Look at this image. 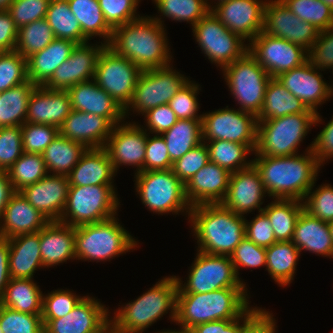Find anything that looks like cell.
I'll list each match as a JSON object with an SVG mask.
<instances>
[{"mask_svg":"<svg viewBox=\"0 0 333 333\" xmlns=\"http://www.w3.org/2000/svg\"><path fill=\"white\" fill-rule=\"evenodd\" d=\"M23 151L42 154L46 147L58 136L59 128L48 124L25 122L21 126Z\"/></svg>","mask_w":333,"mask_h":333,"instance_id":"55","label":"cell"},{"mask_svg":"<svg viewBox=\"0 0 333 333\" xmlns=\"http://www.w3.org/2000/svg\"><path fill=\"white\" fill-rule=\"evenodd\" d=\"M300 255L292 241H277L266 248V271L280 287L294 281Z\"/></svg>","mask_w":333,"mask_h":333,"instance_id":"35","label":"cell"},{"mask_svg":"<svg viewBox=\"0 0 333 333\" xmlns=\"http://www.w3.org/2000/svg\"><path fill=\"white\" fill-rule=\"evenodd\" d=\"M209 162V151L205 142L189 150L173 163L172 170L185 185L191 177Z\"/></svg>","mask_w":333,"mask_h":333,"instance_id":"59","label":"cell"},{"mask_svg":"<svg viewBox=\"0 0 333 333\" xmlns=\"http://www.w3.org/2000/svg\"><path fill=\"white\" fill-rule=\"evenodd\" d=\"M7 173L15 192L38 182L49 174L42 154L26 152L9 168Z\"/></svg>","mask_w":333,"mask_h":333,"instance_id":"46","label":"cell"},{"mask_svg":"<svg viewBox=\"0 0 333 333\" xmlns=\"http://www.w3.org/2000/svg\"><path fill=\"white\" fill-rule=\"evenodd\" d=\"M158 10L153 16L158 23L165 26L163 19L189 23L191 28L205 17L211 10L207 0H152ZM161 14V15H160ZM163 16V17H162Z\"/></svg>","mask_w":333,"mask_h":333,"instance_id":"43","label":"cell"},{"mask_svg":"<svg viewBox=\"0 0 333 333\" xmlns=\"http://www.w3.org/2000/svg\"><path fill=\"white\" fill-rule=\"evenodd\" d=\"M143 117L145 124L142 127L150 134H162L168 131L178 120L169 104L154 107L147 111Z\"/></svg>","mask_w":333,"mask_h":333,"instance_id":"64","label":"cell"},{"mask_svg":"<svg viewBox=\"0 0 333 333\" xmlns=\"http://www.w3.org/2000/svg\"><path fill=\"white\" fill-rule=\"evenodd\" d=\"M42 314H28L0 304V327L3 333H44Z\"/></svg>","mask_w":333,"mask_h":333,"instance_id":"50","label":"cell"},{"mask_svg":"<svg viewBox=\"0 0 333 333\" xmlns=\"http://www.w3.org/2000/svg\"><path fill=\"white\" fill-rule=\"evenodd\" d=\"M86 150L83 144L58 134L43 151L42 157L49 174L67 176Z\"/></svg>","mask_w":333,"mask_h":333,"instance_id":"38","label":"cell"},{"mask_svg":"<svg viewBox=\"0 0 333 333\" xmlns=\"http://www.w3.org/2000/svg\"><path fill=\"white\" fill-rule=\"evenodd\" d=\"M101 301L85 296L63 317L42 320L44 333H99L111 322V311Z\"/></svg>","mask_w":333,"mask_h":333,"instance_id":"18","label":"cell"},{"mask_svg":"<svg viewBox=\"0 0 333 333\" xmlns=\"http://www.w3.org/2000/svg\"><path fill=\"white\" fill-rule=\"evenodd\" d=\"M85 296L73 290L57 289L43 294L42 320H52L68 314Z\"/></svg>","mask_w":333,"mask_h":333,"instance_id":"52","label":"cell"},{"mask_svg":"<svg viewBox=\"0 0 333 333\" xmlns=\"http://www.w3.org/2000/svg\"><path fill=\"white\" fill-rule=\"evenodd\" d=\"M164 138L169 157L174 163L189 150L203 142L202 120L185 119L177 122L166 132L161 134Z\"/></svg>","mask_w":333,"mask_h":333,"instance_id":"42","label":"cell"},{"mask_svg":"<svg viewBox=\"0 0 333 333\" xmlns=\"http://www.w3.org/2000/svg\"><path fill=\"white\" fill-rule=\"evenodd\" d=\"M189 79L175 70L173 64L141 71L132 100L124 109L125 120L132 115L131 111L143 116L154 107L168 104Z\"/></svg>","mask_w":333,"mask_h":333,"instance_id":"11","label":"cell"},{"mask_svg":"<svg viewBox=\"0 0 333 333\" xmlns=\"http://www.w3.org/2000/svg\"><path fill=\"white\" fill-rule=\"evenodd\" d=\"M128 122L113 127L104 147L116 174L123 165L135 168V174L143 171L148 132L138 122Z\"/></svg>","mask_w":333,"mask_h":333,"instance_id":"17","label":"cell"},{"mask_svg":"<svg viewBox=\"0 0 333 333\" xmlns=\"http://www.w3.org/2000/svg\"><path fill=\"white\" fill-rule=\"evenodd\" d=\"M247 287H228L207 293H177L175 324L191 328L211 321L234 320L250 307Z\"/></svg>","mask_w":333,"mask_h":333,"instance_id":"4","label":"cell"},{"mask_svg":"<svg viewBox=\"0 0 333 333\" xmlns=\"http://www.w3.org/2000/svg\"><path fill=\"white\" fill-rule=\"evenodd\" d=\"M320 71L306 61L303 65L283 72L275 78L308 109L317 113L318 108L333 96L331 84L323 79V73Z\"/></svg>","mask_w":333,"mask_h":333,"instance_id":"20","label":"cell"},{"mask_svg":"<svg viewBox=\"0 0 333 333\" xmlns=\"http://www.w3.org/2000/svg\"><path fill=\"white\" fill-rule=\"evenodd\" d=\"M196 252L186 281L176 276L177 293H207L228 287H247L238 278L230 256Z\"/></svg>","mask_w":333,"mask_h":333,"instance_id":"12","label":"cell"},{"mask_svg":"<svg viewBox=\"0 0 333 333\" xmlns=\"http://www.w3.org/2000/svg\"><path fill=\"white\" fill-rule=\"evenodd\" d=\"M141 0H98L107 24L114 29L139 17L138 5Z\"/></svg>","mask_w":333,"mask_h":333,"instance_id":"57","label":"cell"},{"mask_svg":"<svg viewBox=\"0 0 333 333\" xmlns=\"http://www.w3.org/2000/svg\"><path fill=\"white\" fill-rule=\"evenodd\" d=\"M35 87L28 80L0 92V127L22 126L26 122L29 100Z\"/></svg>","mask_w":333,"mask_h":333,"instance_id":"41","label":"cell"},{"mask_svg":"<svg viewBox=\"0 0 333 333\" xmlns=\"http://www.w3.org/2000/svg\"><path fill=\"white\" fill-rule=\"evenodd\" d=\"M177 291L176 276H164L137 299L114 309L111 323L116 332L143 333L169 311L168 320L175 323Z\"/></svg>","mask_w":333,"mask_h":333,"instance_id":"5","label":"cell"},{"mask_svg":"<svg viewBox=\"0 0 333 333\" xmlns=\"http://www.w3.org/2000/svg\"><path fill=\"white\" fill-rule=\"evenodd\" d=\"M172 167L173 162L169 157L168 148L162 135L148 133L143 171L167 170Z\"/></svg>","mask_w":333,"mask_h":333,"instance_id":"62","label":"cell"},{"mask_svg":"<svg viewBox=\"0 0 333 333\" xmlns=\"http://www.w3.org/2000/svg\"><path fill=\"white\" fill-rule=\"evenodd\" d=\"M316 183L308 191L303 201L304 209L312 216L328 223L333 220V186L322 183L315 188Z\"/></svg>","mask_w":333,"mask_h":333,"instance_id":"54","label":"cell"},{"mask_svg":"<svg viewBox=\"0 0 333 333\" xmlns=\"http://www.w3.org/2000/svg\"><path fill=\"white\" fill-rule=\"evenodd\" d=\"M203 142L209 151V161L227 169L230 173L248 168L253 164V158L247 160L248 155L254 154V150L249 145L226 140Z\"/></svg>","mask_w":333,"mask_h":333,"instance_id":"45","label":"cell"},{"mask_svg":"<svg viewBox=\"0 0 333 333\" xmlns=\"http://www.w3.org/2000/svg\"><path fill=\"white\" fill-rule=\"evenodd\" d=\"M8 241L10 277L34 279L35 271L44 268L40 253V231L14 236Z\"/></svg>","mask_w":333,"mask_h":333,"instance_id":"33","label":"cell"},{"mask_svg":"<svg viewBox=\"0 0 333 333\" xmlns=\"http://www.w3.org/2000/svg\"><path fill=\"white\" fill-rule=\"evenodd\" d=\"M267 0H228L211 9L222 24L247 43L263 30Z\"/></svg>","mask_w":333,"mask_h":333,"instance_id":"21","label":"cell"},{"mask_svg":"<svg viewBox=\"0 0 333 333\" xmlns=\"http://www.w3.org/2000/svg\"><path fill=\"white\" fill-rule=\"evenodd\" d=\"M23 153L21 126L0 127V171H8Z\"/></svg>","mask_w":333,"mask_h":333,"instance_id":"58","label":"cell"},{"mask_svg":"<svg viewBox=\"0 0 333 333\" xmlns=\"http://www.w3.org/2000/svg\"><path fill=\"white\" fill-rule=\"evenodd\" d=\"M245 237L264 248L277 242L270 220L263 211L258 212L256 217L249 221L245 217Z\"/></svg>","mask_w":333,"mask_h":333,"instance_id":"63","label":"cell"},{"mask_svg":"<svg viewBox=\"0 0 333 333\" xmlns=\"http://www.w3.org/2000/svg\"><path fill=\"white\" fill-rule=\"evenodd\" d=\"M105 46L100 41L77 44L70 57L43 86L52 90H68L76 84L93 80L98 57Z\"/></svg>","mask_w":333,"mask_h":333,"instance_id":"22","label":"cell"},{"mask_svg":"<svg viewBox=\"0 0 333 333\" xmlns=\"http://www.w3.org/2000/svg\"><path fill=\"white\" fill-rule=\"evenodd\" d=\"M312 143V152L322 167L333 158V115ZM331 158V159H330ZM326 161V163H325Z\"/></svg>","mask_w":333,"mask_h":333,"instance_id":"65","label":"cell"},{"mask_svg":"<svg viewBox=\"0 0 333 333\" xmlns=\"http://www.w3.org/2000/svg\"><path fill=\"white\" fill-rule=\"evenodd\" d=\"M248 52L272 78L297 68L308 61V51L303 47L260 32L248 43Z\"/></svg>","mask_w":333,"mask_h":333,"instance_id":"16","label":"cell"},{"mask_svg":"<svg viewBox=\"0 0 333 333\" xmlns=\"http://www.w3.org/2000/svg\"><path fill=\"white\" fill-rule=\"evenodd\" d=\"M317 113L290 114L279 118L258 121L255 156L284 157L299 154L303 142L312 126L322 124Z\"/></svg>","mask_w":333,"mask_h":333,"instance_id":"7","label":"cell"},{"mask_svg":"<svg viewBox=\"0 0 333 333\" xmlns=\"http://www.w3.org/2000/svg\"><path fill=\"white\" fill-rule=\"evenodd\" d=\"M236 274L240 281L246 286L240 277V268H266V248L256 245L246 237L235 247L230 255Z\"/></svg>","mask_w":333,"mask_h":333,"instance_id":"56","label":"cell"},{"mask_svg":"<svg viewBox=\"0 0 333 333\" xmlns=\"http://www.w3.org/2000/svg\"><path fill=\"white\" fill-rule=\"evenodd\" d=\"M263 212L273 228L276 241H291L296 221L304 209V202L296 199H273Z\"/></svg>","mask_w":333,"mask_h":333,"instance_id":"40","label":"cell"},{"mask_svg":"<svg viewBox=\"0 0 333 333\" xmlns=\"http://www.w3.org/2000/svg\"><path fill=\"white\" fill-rule=\"evenodd\" d=\"M33 279L11 278L3 296L2 306L28 314H42L43 292Z\"/></svg>","mask_w":333,"mask_h":333,"instance_id":"37","label":"cell"},{"mask_svg":"<svg viewBox=\"0 0 333 333\" xmlns=\"http://www.w3.org/2000/svg\"><path fill=\"white\" fill-rule=\"evenodd\" d=\"M272 311H265L244 333H277Z\"/></svg>","mask_w":333,"mask_h":333,"instance_id":"68","label":"cell"},{"mask_svg":"<svg viewBox=\"0 0 333 333\" xmlns=\"http://www.w3.org/2000/svg\"><path fill=\"white\" fill-rule=\"evenodd\" d=\"M266 191L261 176L255 166L233 172L230 175L227 193L221 204L234 213L247 216V213L263 211ZM246 214V215H245Z\"/></svg>","mask_w":333,"mask_h":333,"instance_id":"23","label":"cell"},{"mask_svg":"<svg viewBox=\"0 0 333 333\" xmlns=\"http://www.w3.org/2000/svg\"><path fill=\"white\" fill-rule=\"evenodd\" d=\"M331 72H332L331 74H333V70ZM331 87H332V90H333V81L331 82Z\"/></svg>","mask_w":333,"mask_h":333,"instance_id":"76","label":"cell"},{"mask_svg":"<svg viewBox=\"0 0 333 333\" xmlns=\"http://www.w3.org/2000/svg\"><path fill=\"white\" fill-rule=\"evenodd\" d=\"M69 186L67 176L48 174L19 192L46 219L60 221L67 202Z\"/></svg>","mask_w":333,"mask_h":333,"instance_id":"24","label":"cell"},{"mask_svg":"<svg viewBox=\"0 0 333 333\" xmlns=\"http://www.w3.org/2000/svg\"><path fill=\"white\" fill-rule=\"evenodd\" d=\"M71 12L80 23L83 35L90 41L94 37L108 45L113 29L104 19L98 0H67Z\"/></svg>","mask_w":333,"mask_h":333,"instance_id":"39","label":"cell"},{"mask_svg":"<svg viewBox=\"0 0 333 333\" xmlns=\"http://www.w3.org/2000/svg\"><path fill=\"white\" fill-rule=\"evenodd\" d=\"M75 227L59 221H50L40 230V253L44 268L71 260L75 255Z\"/></svg>","mask_w":333,"mask_h":333,"instance_id":"30","label":"cell"},{"mask_svg":"<svg viewBox=\"0 0 333 333\" xmlns=\"http://www.w3.org/2000/svg\"><path fill=\"white\" fill-rule=\"evenodd\" d=\"M224 1H228V0H207L208 8L211 10L213 7H215L216 5H218L219 3L224 2Z\"/></svg>","mask_w":333,"mask_h":333,"instance_id":"73","label":"cell"},{"mask_svg":"<svg viewBox=\"0 0 333 333\" xmlns=\"http://www.w3.org/2000/svg\"><path fill=\"white\" fill-rule=\"evenodd\" d=\"M201 86L193 80H188L184 86L169 101L170 108L174 111L177 119H202V114H198L199 107L198 94ZM200 90V91H199Z\"/></svg>","mask_w":333,"mask_h":333,"instance_id":"53","label":"cell"},{"mask_svg":"<svg viewBox=\"0 0 333 333\" xmlns=\"http://www.w3.org/2000/svg\"><path fill=\"white\" fill-rule=\"evenodd\" d=\"M168 42L166 28L152 16L141 15L135 20L115 27L107 46L144 71L173 63L174 58Z\"/></svg>","mask_w":333,"mask_h":333,"instance_id":"2","label":"cell"},{"mask_svg":"<svg viewBox=\"0 0 333 333\" xmlns=\"http://www.w3.org/2000/svg\"><path fill=\"white\" fill-rule=\"evenodd\" d=\"M9 241L0 237V298L3 296L6 286L10 281L9 273Z\"/></svg>","mask_w":333,"mask_h":333,"instance_id":"67","label":"cell"},{"mask_svg":"<svg viewBox=\"0 0 333 333\" xmlns=\"http://www.w3.org/2000/svg\"><path fill=\"white\" fill-rule=\"evenodd\" d=\"M15 193L7 171H0V217L11 196Z\"/></svg>","mask_w":333,"mask_h":333,"instance_id":"69","label":"cell"},{"mask_svg":"<svg viewBox=\"0 0 333 333\" xmlns=\"http://www.w3.org/2000/svg\"><path fill=\"white\" fill-rule=\"evenodd\" d=\"M72 111L67 90L36 86L31 94L26 122L60 127Z\"/></svg>","mask_w":333,"mask_h":333,"instance_id":"28","label":"cell"},{"mask_svg":"<svg viewBox=\"0 0 333 333\" xmlns=\"http://www.w3.org/2000/svg\"><path fill=\"white\" fill-rule=\"evenodd\" d=\"M27 81V59L15 50L0 52V92Z\"/></svg>","mask_w":333,"mask_h":333,"instance_id":"49","label":"cell"},{"mask_svg":"<svg viewBox=\"0 0 333 333\" xmlns=\"http://www.w3.org/2000/svg\"><path fill=\"white\" fill-rule=\"evenodd\" d=\"M315 113L293 96L276 78H271L265 90L262 110L258 121L274 119L290 114Z\"/></svg>","mask_w":333,"mask_h":333,"instance_id":"36","label":"cell"},{"mask_svg":"<svg viewBox=\"0 0 333 333\" xmlns=\"http://www.w3.org/2000/svg\"><path fill=\"white\" fill-rule=\"evenodd\" d=\"M117 216L75 227L76 261H111L139 248V240L121 225Z\"/></svg>","mask_w":333,"mask_h":333,"instance_id":"6","label":"cell"},{"mask_svg":"<svg viewBox=\"0 0 333 333\" xmlns=\"http://www.w3.org/2000/svg\"><path fill=\"white\" fill-rule=\"evenodd\" d=\"M262 31L297 44L307 51L319 35L318 29L299 19L281 0H267Z\"/></svg>","mask_w":333,"mask_h":333,"instance_id":"19","label":"cell"},{"mask_svg":"<svg viewBox=\"0 0 333 333\" xmlns=\"http://www.w3.org/2000/svg\"><path fill=\"white\" fill-rule=\"evenodd\" d=\"M201 120L203 141H233L255 150L258 120L254 114L226 106L203 112Z\"/></svg>","mask_w":333,"mask_h":333,"instance_id":"15","label":"cell"},{"mask_svg":"<svg viewBox=\"0 0 333 333\" xmlns=\"http://www.w3.org/2000/svg\"><path fill=\"white\" fill-rule=\"evenodd\" d=\"M45 19L52 28L55 38L68 39L76 44L89 42L83 35L80 23L71 12L67 0H50Z\"/></svg>","mask_w":333,"mask_h":333,"instance_id":"44","label":"cell"},{"mask_svg":"<svg viewBox=\"0 0 333 333\" xmlns=\"http://www.w3.org/2000/svg\"><path fill=\"white\" fill-rule=\"evenodd\" d=\"M76 43L68 39L55 38L43 50L27 58V76L36 86H43L54 71L69 57Z\"/></svg>","mask_w":333,"mask_h":333,"instance_id":"34","label":"cell"},{"mask_svg":"<svg viewBox=\"0 0 333 333\" xmlns=\"http://www.w3.org/2000/svg\"><path fill=\"white\" fill-rule=\"evenodd\" d=\"M18 36L16 27L10 13L0 10V52L14 51Z\"/></svg>","mask_w":333,"mask_h":333,"instance_id":"66","label":"cell"},{"mask_svg":"<svg viewBox=\"0 0 333 333\" xmlns=\"http://www.w3.org/2000/svg\"><path fill=\"white\" fill-rule=\"evenodd\" d=\"M188 222L197 241V251L230 256L245 237V216L221 203L191 207Z\"/></svg>","mask_w":333,"mask_h":333,"instance_id":"3","label":"cell"},{"mask_svg":"<svg viewBox=\"0 0 333 333\" xmlns=\"http://www.w3.org/2000/svg\"><path fill=\"white\" fill-rule=\"evenodd\" d=\"M141 71L106 45L98 57L93 80L125 109L132 100Z\"/></svg>","mask_w":333,"mask_h":333,"instance_id":"14","label":"cell"},{"mask_svg":"<svg viewBox=\"0 0 333 333\" xmlns=\"http://www.w3.org/2000/svg\"><path fill=\"white\" fill-rule=\"evenodd\" d=\"M291 241L302 251L333 259V241L327 222L312 216L305 209L300 213Z\"/></svg>","mask_w":333,"mask_h":333,"instance_id":"32","label":"cell"},{"mask_svg":"<svg viewBox=\"0 0 333 333\" xmlns=\"http://www.w3.org/2000/svg\"><path fill=\"white\" fill-rule=\"evenodd\" d=\"M49 222L20 192H15L0 217V237L39 232Z\"/></svg>","mask_w":333,"mask_h":333,"instance_id":"29","label":"cell"},{"mask_svg":"<svg viewBox=\"0 0 333 333\" xmlns=\"http://www.w3.org/2000/svg\"><path fill=\"white\" fill-rule=\"evenodd\" d=\"M308 61L321 71L333 70V25L319 31L316 41L308 51Z\"/></svg>","mask_w":333,"mask_h":333,"instance_id":"61","label":"cell"},{"mask_svg":"<svg viewBox=\"0 0 333 333\" xmlns=\"http://www.w3.org/2000/svg\"><path fill=\"white\" fill-rule=\"evenodd\" d=\"M321 1L333 10V0H321Z\"/></svg>","mask_w":333,"mask_h":333,"instance_id":"74","label":"cell"},{"mask_svg":"<svg viewBox=\"0 0 333 333\" xmlns=\"http://www.w3.org/2000/svg\"><path fill=\"white\" fill-rule=\"evenodd\" d=\"M116 189L115 185L69 186L59 222L77 227L118 215L121 204Z\"/></svg>","mask_w":333,"mask_h":333,"instance_id":"9","label":"cell"},{"mask_svg":"<svg viewBox=\"0 0 333 333\" xmlns=\"http://www.w3.org/2000/svg\"><path fill=\"white\" fill-rule=\"evenodd\" d=\"M13 0H0V10H6Z\"/></svg>","mask_w":333,"mask_h":333,"instance_id":"72","label":"cell"},{"mask_svg":"<svg viewBox=\"0 0 333 333\" xmlns=\"http://www.w3.org/2000/svg\"><path fill=\"white\" fill-rule=\"evenodd\" d=\"M154 333H192L190 330H184V329H178V330H172V329H166V330H161V331H156V332H154Z\"/></svg>","mask_w":333,"mask_h":333,"instance_id":"70","label":"cell"},{"mask_svg":"<svg viewBox=\"0 0 333 333\" xmlns=\"http://www.w3.org/2000/svg\"><path fill=\"white\" fill-rule=\"evenodd\" d=\"M328 225H329L330 234H331L332 241H333V220L328 222Z\"/></svg>","mask_w":333,"mask_h":333,"instance_id":"75","label":"cell"},{"mask_svg":"<svg viewBox=\"0 0 333 333\" xmlns=\"http://www.w3.org/2000/svg\"><path fill=\"white\" fill-rule=\"evenodd\" d=\"M50 0H13L6 9L19 29L46 17Z\"/></svg>","mask_w":333,"mask_h":333,"instance_id":"60","label":"cell"},{"mask_svg":"<svg viewBox=\"0 0 333 333\" xmlns=\"http://www.w3.org/2000/svg\"><path fill=\"white\" fill-rule=\"evenodd\" d=\"M265 311V308L251 306L237 319L206 322L191 328L190 331L192 333H244Z\"/></svg>","mask_w":333,"mask_h":333,"instance_id":"51","label":"cell"},{"mask_svg":"<svg viewBox=\"0 0 333 333\" xmlns=\"http://www.w3.org/2000/svg\"><path fill=\"white\" fill-rule=\"evenodd\" d=\"M231 173L209 161L185 184V196L191 207L221 203L226 196Z\"/></svg>","mask_w":333,"mask_h":333,"instance_id":"25","label":"cell"},{"mask_svg":"<svg viewBox=\"0 0 333 333\" xmlns=\"http://www.w3.org/2000/svg\"><path fill=\"white\" fill-rule=\"evenodd\" d=\"M299 19L311 23L319 31L333 25V10L321 0H281Z\"/></svg>","mask_w":333,"mask_h":333,"instance_id":"48","label":"cell"},{"mask_svg":"<svg viewBox=\"0 0 333 333\" xmlns=\"http://www.w3.org/2000/svg\"><path fill=\"white\" fill-rule=\"evenodd\" d=\"M220 71L230 94L240 105L238 109L257 117L262 110L267 84L272 78L269 73L248 51Z\"/></svg>","mask_w":333,"mask_h":333,"instance_id":"10","label":"cell"},{"mask_svg":"<svg viewBox=\"0 0 333 333\" xmlns=\"http://www.w3.org/2000/svg\"><path fill=\"white\" fill-rule=\"evenodd\" d=\"M192 33L201 53L221 70L248 51L247 42L228 30L211 11L192 27Z\"/></svg>","mask_w":333,"mask_h":333,"instance_id":"13","label":"cell"},{"mask_svg":"<svg viewBox=\"0 0 333 333\" xmlns=\"http://www.w3.org/2000/svg\"><path fill=\"white\" fill-rule=\"evenodd\" d=\"M67 92L73 110L107 118L114 126L125 120L124 109L94 80L76 84Z\"/></svg>","mask_w":333,"mask_h":333,"instance_id":"27","label":"cell"},{"mask_svg":"<svg viewBox=\"0 0 333 333\" xmlns=\"http://www.w3.org/2000/svg\"><path fill=\"white\" fill-rule=\"evenodd\" d=\"M116 172L106 149L87 148L67 175L70 186L114 185Z\"/></svg>","mask_w":333,"mask_h":333,"instance_id":"31","label":"cell"},{"mask_svg":"<svg viewBox=\"0 0 333 333\" xmlns=\"http://www.w3.org/2000/svg\"><path fill=\"white\" fill-rule=\"evenodd\" d=\"M99 333H117L112 323L110 322L102 331Z\"/></svg>","mask_w":333,"mask_h":333,"instance_id":"71","label":"cell"},{"mask_svg":"<svg viewBox=\"0 0 333 333\" xmlns=\"http://www.w3.org/2000/svg\"><path fill=\"white\" fill-rule=\"evenodd\" d=\"M55 39L52 28L45 18L38 19L18 29L15 51L25 59L43 50Z\"/></svg>","mask_w":333,"mask_h":333,"instance_id":"47","label":"cell"},{"mask_svg":"<svg viewBox=\"0 0 333 333\" xmlns=\"http://www.w3.org/2000/svg\"><path fill=\"white\" fill-rule=\"evenodd\" d=\"M113 127L107 118L72 109L59 127V134L87 148H103Z\"/></svg>","mask_w":333,"mask_h":333,"instance_id":"26","label":"cell"},{"mask_svg":"<svg viewBox=\"0 0 333 333\" xmlns=\"http://www.w3.org/2000/svg\"><path fill=\"white\" fill-rule=\"evenodd\" d=\"M134 188L142 204L153 214H184L189 217L191 205L185 196V185L167 170L141 171L134 174ZM188 215V216H187Z\"/></svg>","mask_w":333,"mask_h":333,"instance_id":"8","label":"cell"},{"mask_svg":"<svg viewBox=\"0 0 333 333\" xmlns=\"http://www.w3.org/2000/svg\"><path fill=\"white\" fill-rule=\"evenodd\" d=\"M253 165L261 176L267 195L272 199L304 201L321 170L312 152V143L302 154L284 157L255 156Z\"/></svg>","mask_w":333,"mask_h":333,"instance_id":"1","label":"cell"}]
</instances>
